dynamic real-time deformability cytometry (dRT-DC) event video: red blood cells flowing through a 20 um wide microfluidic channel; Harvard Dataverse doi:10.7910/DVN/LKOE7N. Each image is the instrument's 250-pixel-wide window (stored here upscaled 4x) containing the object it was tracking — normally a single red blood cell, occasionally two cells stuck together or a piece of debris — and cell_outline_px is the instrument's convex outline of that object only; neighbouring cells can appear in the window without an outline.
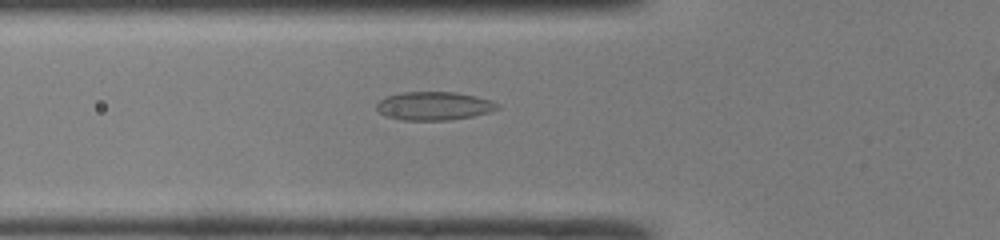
{"species": "common noctule bat (a hibernating species)", "species_latin": "Nyctalus noctula", "temperature_condition": "room temperature", "stored_images_in_passage": 28, "camera_frame_rate_fps": 3000, "um_per_image_px": 0.085, "animal": {"sex": "male", "body_mass_g": 19.0, "forearm_length_mm": 50.8}, "frame": {"image": 1, "passage_image": 2, "time_ms": 0.333, "image_size_px": [1000, 240], "cell_outline_px": [[500, 108], [492, 112], [472, 116], [448, 120], [404, 120], [388, 116], [380, 112], [376, 108], [376, 104], [384, 96], [404, 92], [456, 92], [476, 96], [492, 100], [500, 104]], "centroid_in_image_um": [36.94, 8.99], "position_along_channel_um": 88.9, "area_um2": 20.11}}
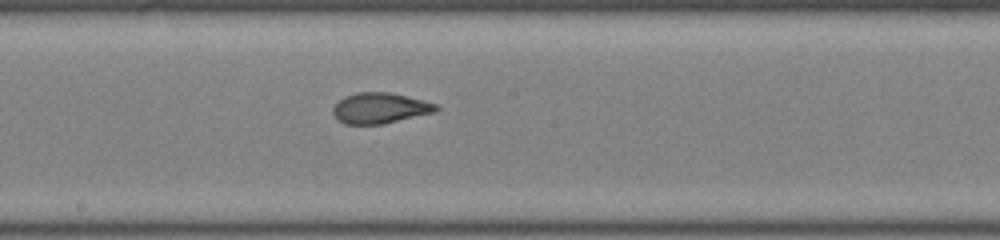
{"frame": {"image": 2, "passage_image": 11, "time_ms": 3.333, "image_size_px": [1000, 240], "cell_outline_px": [[440, 108], [436, 112], [384, 124], [344, 124], [336, 120], [332, 112], [332, 108], [344, 96], [356, 92], [388, 92], [436, 104]], "centroid_in_image_um": [32.26, 9.2], "position_along_channel_um": 215.9, "area_um2": 18.44}}
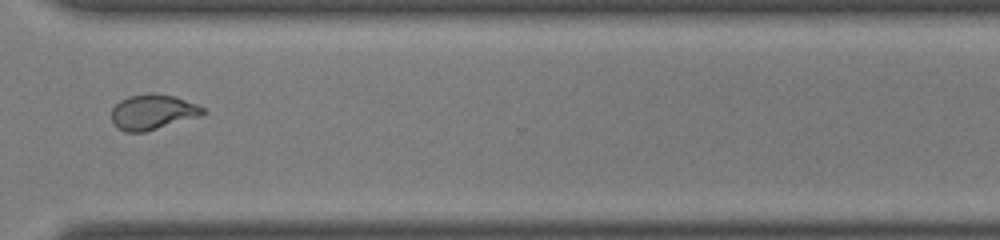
{"frame": {"image": 3, "passage_image": 21, "time_ms": 6.667, "image_size_px": [1000, 240], "cell_outline_px": [[208, 112], [200, 116], [144, 132], [124, 132], [116, 128], [112, 124], [112, 108], [120, 100], [128, 96], [152, 92], [176, 96], [196, 104], [204, 108]], "centroid_in_image_um": [12.96, 9.51], "position_along_channel_um": 357.6, "area_um2": 18.96}}